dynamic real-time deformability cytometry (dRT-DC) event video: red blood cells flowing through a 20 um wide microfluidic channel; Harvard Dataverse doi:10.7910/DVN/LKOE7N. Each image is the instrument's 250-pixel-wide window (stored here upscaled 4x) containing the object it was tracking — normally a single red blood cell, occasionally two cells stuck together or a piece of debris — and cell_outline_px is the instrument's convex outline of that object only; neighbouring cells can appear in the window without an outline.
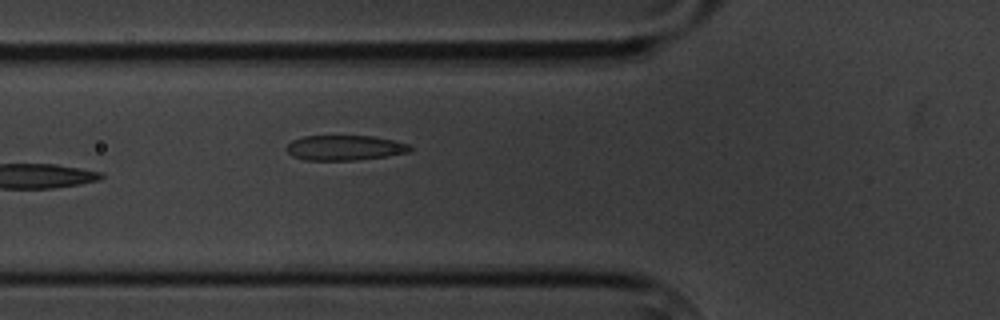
{"species": "common noctule bat (a hibernating species)", "species_latin": "Nyctalus noctula", "temperature_condition": "cold", "stored_images_in_passage": 6, "camera_frame_rate_fps": 3000, "um_per_image_px": 0.085, "animal": {"sex": "male", "body_mass_g": 20.1, "forearm_length_mm": 53.5}, "frame": {"image": 1, "passage_image": 6, "time_ms": 6.0, "image_size_px": [1000, 320], "cell_outline_px": [[412, 152], [388, 156], [356, 160], [304, 160], [292, 156], [284, 148], [292, 140], [304, 136], [372, 136], [396, 140], [408, 144], [412, 148]], "centroid_in_image_um": [29.32, 12.56], "position_along_channel_um": 96.5, "area_um2": 18.26}}